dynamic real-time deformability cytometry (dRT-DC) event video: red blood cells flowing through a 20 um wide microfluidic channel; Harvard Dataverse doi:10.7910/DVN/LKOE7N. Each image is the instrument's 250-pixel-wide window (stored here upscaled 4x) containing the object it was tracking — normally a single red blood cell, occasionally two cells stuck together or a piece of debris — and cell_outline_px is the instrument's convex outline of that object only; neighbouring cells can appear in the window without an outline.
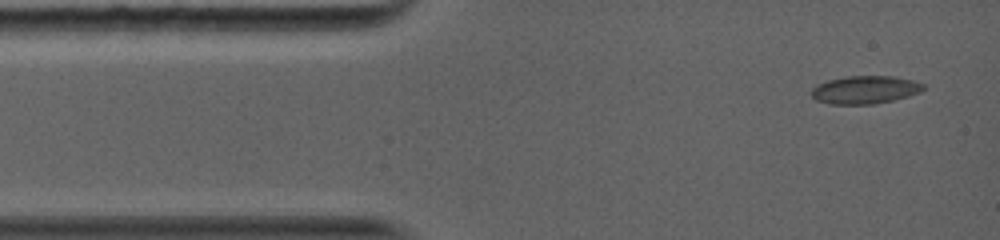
{"species": "common noctule bat (a hibernating species)", "species_latin": "Nyctalus noctula", "temperature_condition": "warm", "stored_images_in_passage": 24, "camera_frame_rate_fps": 5000, "um_per_image_px": 0.085, "animal": {"sex": "female", "body_mass_g": 19.0, "forearm_length_mm": 56.7}, "frame": {"image": 1, "passage_image": 1, "time_ms": 0.0, "image_size_px": [1000, 240], "cell_outline_px": [[924, 88], [920, 92], [908, 96], [892, 100], [872, 104], [828, 104], [816, 100], [808, 92], [816, 84], [828, 80], [848, 76], [896, 76], [912, 80], [924, 84]], "centroid_in_image_um": [73.48, 7.63], "position_along_channel_um": 11.5, "area_um2": 18.32}}
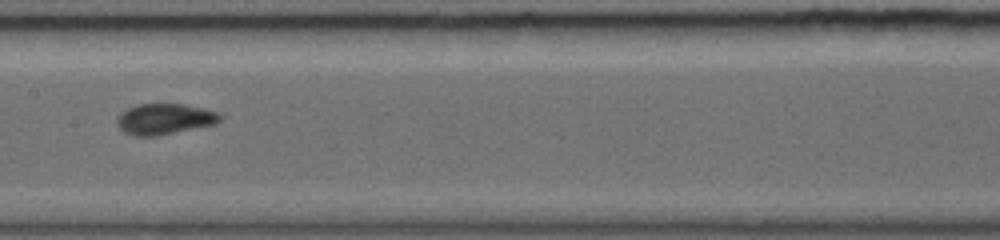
{"frame": {"image": 2, "passage_image": 11, "time_ms": 5.8, "image_size_px": [1000, 240], "cell_outline_px": [[224, 116], [216, 124], [156, 136], [136, 136], [124, 132], [116, 124], [116, 120], [120, 112], [136, 104], [184, 104], [204, 108], [216, 112]], "centroid_in_image_um": [13.98, 10.11], "position_along_channel_um": 193.4, "area_um2": 18.61}}
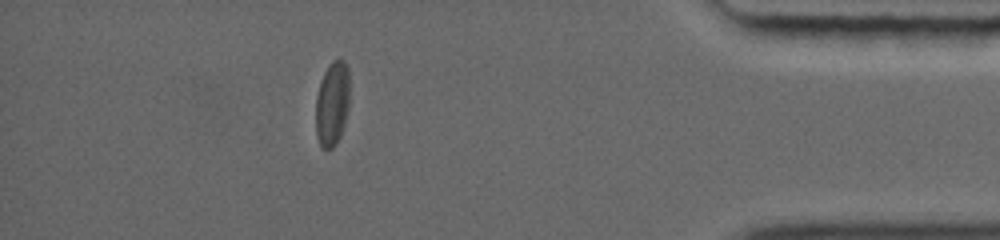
{"frame": {"image": 3, "passage_image": 21, "time_ms": 12.0, "image_size_px": [1000, 240], "cell_outline_px": [[348, 108], [344, 124], [340, 136], [336, 144], [332, 148], [324, 148], [320, 144], [316, 136], [316, 96], [320, 80], [328, 64], [332, 60], [344, 60], [348, 68]], "centroid_in_image_um": [28.22, 8.79], "position_along_channel_um": 407.0, "area_um2": 16.65}, "authors_computed_cell_mechanics": {"area_um2": 17.9469, "velocity_mm_per_s": 4.1394, "shape_relaxation_time_tau1_ms": null, "shape_relaxation_time_tau2_ms": 1.8241, "deformation_change_tau1": null, "deformation_change_tau2": 0.0466}}